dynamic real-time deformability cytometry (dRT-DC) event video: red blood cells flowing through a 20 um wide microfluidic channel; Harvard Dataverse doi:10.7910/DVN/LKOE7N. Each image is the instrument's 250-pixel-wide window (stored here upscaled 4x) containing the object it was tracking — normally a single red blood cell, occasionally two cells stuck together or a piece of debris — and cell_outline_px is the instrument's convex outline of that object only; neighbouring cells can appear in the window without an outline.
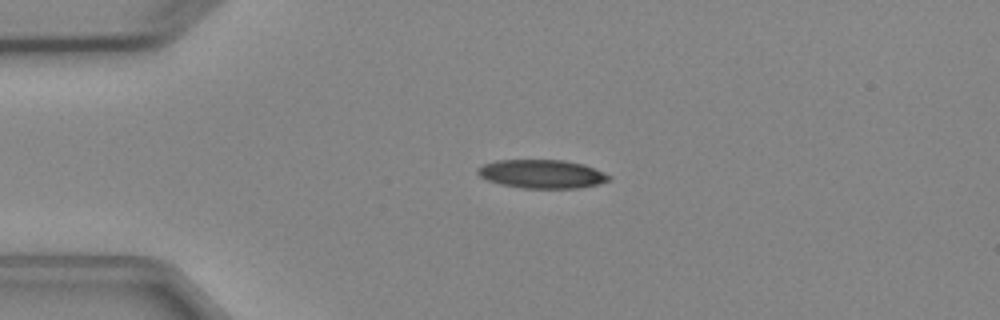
{"species": "Egyptian fruit bat (a non-hibernating species)", "species_latin": "Rousettus aegyptiacus", "temperature_condition": "cold", "stored_images_in_passage": 2, "camera_frame_rate_fps": 3000, "um_per_image_px": 0.085, "animal": {"sex": "female"}, "frame": {"image": 1, "passage_image": 1, "time_ms": 0.0, "image_size_px": [1000, 320], "cell_outline_px": [[612, 176], [608, 180], [596, 184], [580, 188], [524, 188], [500, 184], [488, 180], [480, 176], [476, 172], [476, 168], [484, 164], [496, 160], [564, 160], [584, 164], [604, 172]], "centroid_in_image_um": [46.05, 14.78], "position_along_channel_um": 39.0, "area_um2": 21.85}}